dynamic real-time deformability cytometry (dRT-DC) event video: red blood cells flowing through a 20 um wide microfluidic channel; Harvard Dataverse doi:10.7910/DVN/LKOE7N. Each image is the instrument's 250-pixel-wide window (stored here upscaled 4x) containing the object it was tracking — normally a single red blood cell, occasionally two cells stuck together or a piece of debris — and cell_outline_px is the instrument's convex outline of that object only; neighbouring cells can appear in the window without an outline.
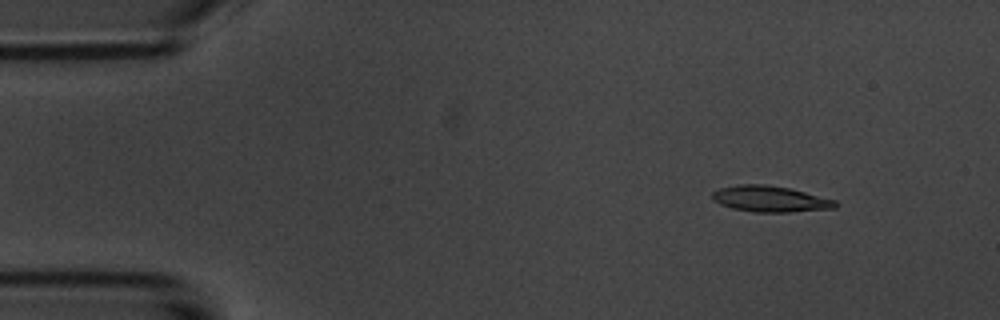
{"species": "common noctule bat (a hibernating species)", "species_latin": "Nyctalus noctula", "temperature_condition": "room temperature", "stored_images_in_passage": 6, "camera_frame_rate_fps": 3000, "um_per_image_px": 0.085, "animal": {"sex": "male", "body_mass_g": 20.1, "forearm_length_mm": 53.5}, "frame": {"image": 1, "passage_image": 2, "time_ms": 1.333, "image_size_px": [1000, 320], "cell_outline_px": [[840, 204], [836, 208], [788, 212], [752, 212], [732, 208], [720, 204], [712, 200], [712, 192], [720, 188], [736, 184], [764, 184], [792, 188], [836, 200]], "centroid_in_image_um": [65.48, 16.9], "position_along_channel_um": 19.5, "area_um2": 18.96}}
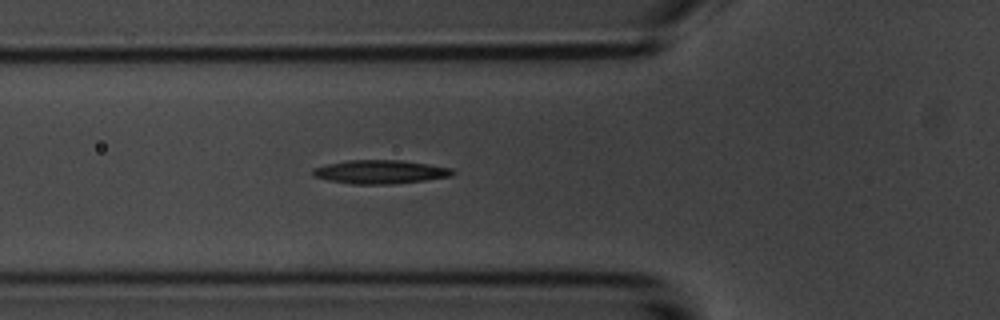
{"frame": {"image": 2, "passage_image": 6, "time_ms": 5.667, "image_size_px": [1000, 320], "cell_outline_px": [[456, 172], [452, 176], [424, 180], [392, 184], [352, 184], [328, 180], [312, 176], [312, 168], [324, 164], [348, 160], [400, 160], [428, 164], [452, 168]], "centroid_in_image_um": [32.29, 14.6], "position_along_channel_um": 93.5, "area_um2": 19.36}}